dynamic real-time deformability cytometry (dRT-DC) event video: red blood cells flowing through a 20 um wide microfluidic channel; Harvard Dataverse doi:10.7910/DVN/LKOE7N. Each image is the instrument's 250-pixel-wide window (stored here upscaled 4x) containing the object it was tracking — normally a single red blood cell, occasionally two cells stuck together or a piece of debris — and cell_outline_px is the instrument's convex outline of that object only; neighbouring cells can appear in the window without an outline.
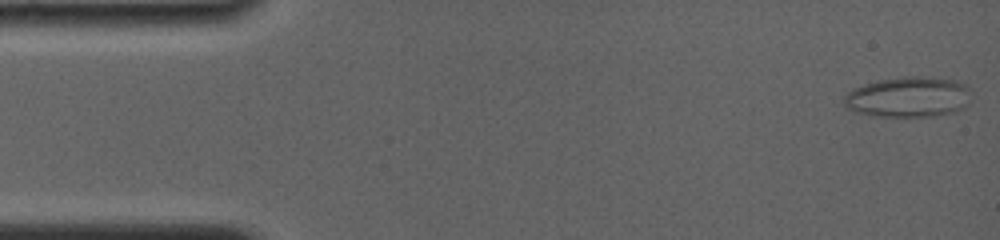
{"species": "common noctule bat (a hibernating species)", "species_latin": "Nyctalus noctula", "temperature_condition": "room temperature", "stored_images_in_passage": 9, "camera_frame_rate_fps": 4000, "um_per_image_px": 0.085, "animal": {"sex": "female", "body_mass_g": 19.0, "forearm_length_mm": 56.7}, "frame": {"image": 1, "passage_image": 1, "time_ms": 0.0, "image_size_px": [1000, 240], "cell_outline_px": [[968, 104], [964, 108], [956, 112], [932, 116], [868, 116], [852, 112], [844, 108], [844, 96], [852, 88], [864, 84], [880, 80], [904, 76], [920, 76], [956, 80], [968, 84]], "centroid_in_image_um": [77.17, 8.25], "position_along_channel_um": 7.8, "area_um2": 30.4}}
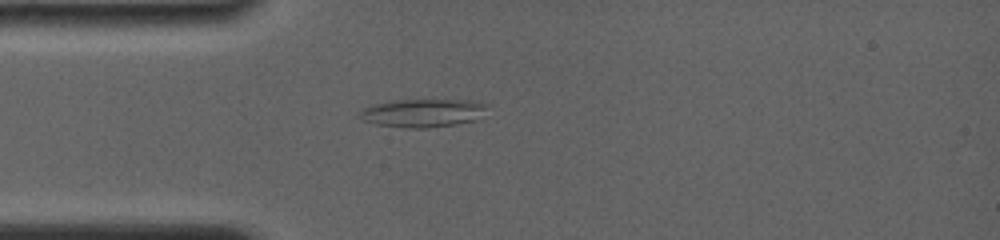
{"frame": {"image": 2, "passage_image": 7, "time_ms": 4.0, "image_size_px": [1000, 240], "cell_outline_px": [[488, 104], [480, 120], [456, 124], [428, 128], [404, 128], [376, 124], [364, 120], [356, 116], [356, 112], [372, 104], [388, 100], [468, 100]], "centroid_in_image_um": [35.91, 9.6], "position_along_channel_um": 49.1, "area_um2": 21.39}}